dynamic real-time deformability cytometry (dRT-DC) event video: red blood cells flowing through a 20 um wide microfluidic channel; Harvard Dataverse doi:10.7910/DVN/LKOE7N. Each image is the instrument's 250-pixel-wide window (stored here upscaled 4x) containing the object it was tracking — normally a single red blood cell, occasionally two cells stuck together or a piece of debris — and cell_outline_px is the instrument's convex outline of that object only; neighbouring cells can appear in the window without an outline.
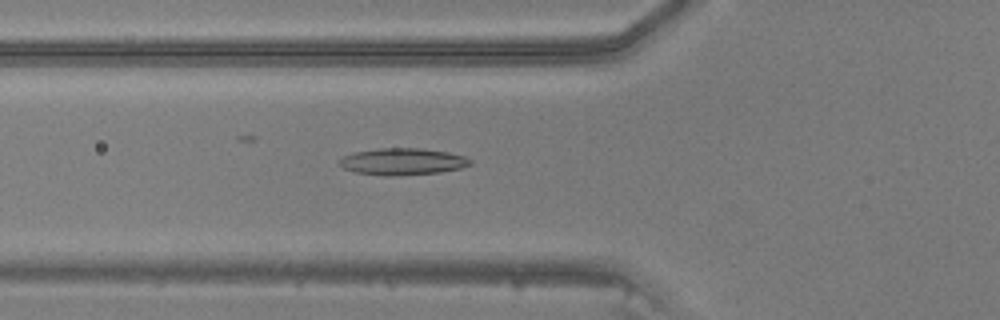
{"species": "common noctule bat (a hibernating species)", "species_latin": "Nyctalus noctula", "temperature_condition": "warm", "stored_images_in_passage": 47, "camera_frame_rate_fps": 3000, "um_per_image_px": 0.085, "animal": {"sex": "male", "body_mass_g": 20.5, "forearm_length_mm": 52.5}, "frame": {"image": 1, "passage_image": 18, "time_ms": 5.667, "image_size_px": [1000, 320], "cell_outline_px": [[472, 164], [460, 168], [440, 172], [392, 176], [384, 176], [356, 172], [344, 168], [336, 164], [344, 156], [356, 152], [380, 148], [420, 148], [448, 152], [464, 156], [472, 160]], "centroid_in_image_um": [34.22, 13.73], "position_along_channel_um": 91.6, "area_um2": 20.35}}
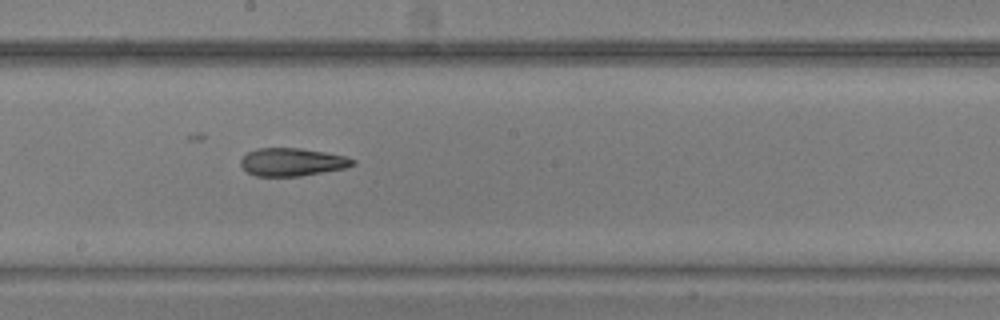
{"frame": {"image": 2, "passage_image": 27, "time_ms": 8.667, "image_size_px": [1000, 320], "cell_outline_px": [[356, 164], [348, 168], [300, 176], [256, 176], [248, 172], [240, 164], [240, 160], [248, 152], [256, 148], [300, 148], [324, 152], [344, 156], [356, 160]], "centroid_in_image_um": [24.86, 13.77], "position_along_channel_um": 223.3, "area_um2": 18.26}}
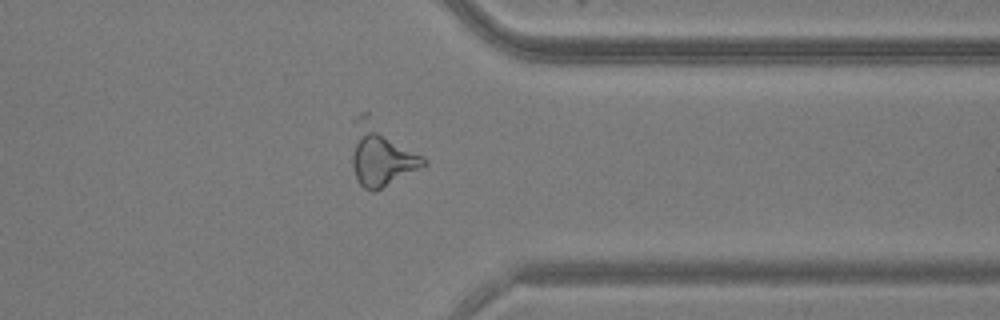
{"frame": {"image": 3, "passage_image": 38, "time_ms": 12.333, "image_size_px": [1000, 320], "cell_outline_px": [[428, 164], [372, 192], [364, 188], [356, 180], [352, 164], [352, 120], [360, 112], [368, 112], [424, 156], [428, 160]], "centroid_in_image_um": [32.36, 13.06], "position_along_channel_um": 379.0, "area_um2": 26.65}}